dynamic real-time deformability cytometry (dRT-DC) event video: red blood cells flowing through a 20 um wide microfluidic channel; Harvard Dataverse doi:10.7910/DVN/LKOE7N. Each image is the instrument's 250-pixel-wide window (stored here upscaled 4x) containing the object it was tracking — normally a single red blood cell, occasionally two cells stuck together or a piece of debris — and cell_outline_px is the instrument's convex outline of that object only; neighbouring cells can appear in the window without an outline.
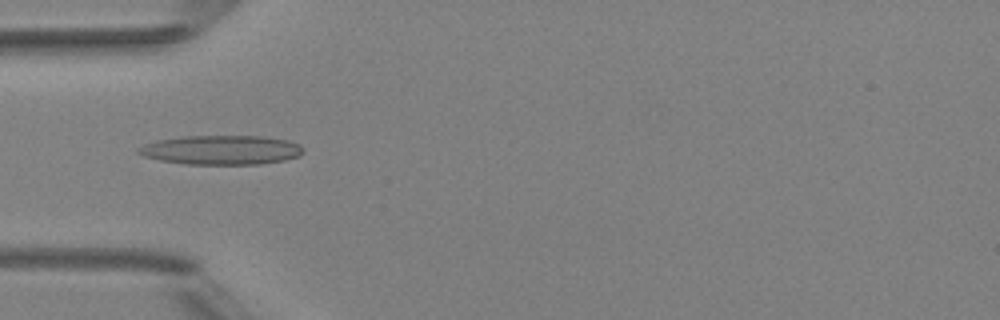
{"species": "Egyptian fruit bat (a non-hibernating species)", "species_latin": "Rousettus aegyptiacus", "temperature_condition": "room temperature", "stored_images_in_passage": 4, "camera_frame_rate_fps": 3000, "um_per_image_px": 0.085, "animal": {"sex": "female"}, "frame": {"image": 1, "passage_image": 4, "time_ms": 4.333, "image_size_px": [1000, 320], "cell_outline_px": [[304, 152], [300, 156], [284, 160], [260, 164], [184, 164], [160, 160], [144, 156], [136, 152], [136, 148], [144, 144], [156, 140], [184, 136], [260, 136], [288, 140], [300, 144], [304, 148]], "centroid_in_image_um": [18.81, 12.74], "position_along_channel_um": 66.2, "area_um2": 28.32}}